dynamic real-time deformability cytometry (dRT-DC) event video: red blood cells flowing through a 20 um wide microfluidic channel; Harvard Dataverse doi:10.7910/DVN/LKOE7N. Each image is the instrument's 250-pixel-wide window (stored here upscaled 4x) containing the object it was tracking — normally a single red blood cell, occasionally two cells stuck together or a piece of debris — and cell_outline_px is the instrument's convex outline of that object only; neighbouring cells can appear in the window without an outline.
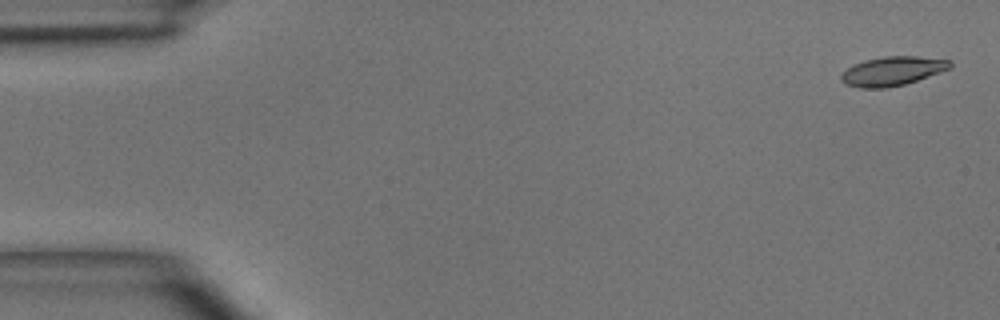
{"species": "common noctule bat (a hibernating species)", "species_latin": "Nyctalus noctula", "temperature_condition": "room temperature", "stored_images_in_passage": 6, "camera_frame_rate_fps": 3000, "um_per_image_px": 0.085, "animal": {"sex": "male", "body_mass_g": 15.6}, "frame": {"image": 1, "passage_image": 1, "time_ms": 0.0, "image_size_px": [1000, 320], "cell_outline_px": [[952, 68], [904, 84], [888, 88], [860, 88], [844, 84], [840, 80], [840, 76], [848, 68], [864, 60], [884, 56], [916, 56], [952, 60]], "centroid_in_image_um": [75.86, 6.04], "position_along_channel_um": 9.1, "area_um2": 18.44}}
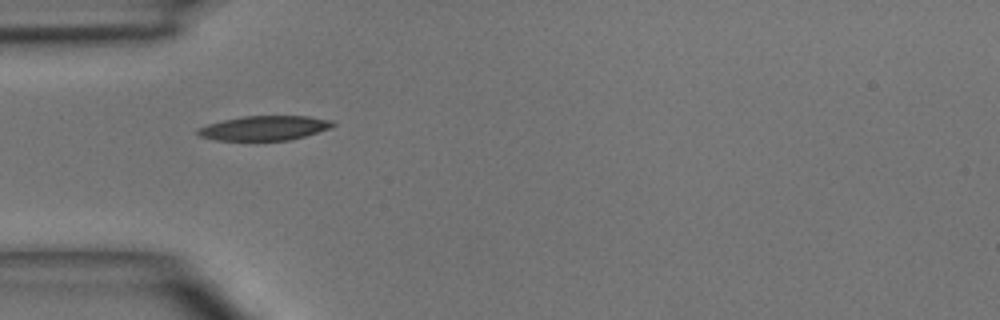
{"frame": {"image": 2, "passage_image": 4, "time_ms": 4.333, "image_size_px": [1000, 320], "cell_outline_px": [[336, 124], [332, 128], [304, 136], [288, 140], [216, 140], [200, 136], [196, 132], [196, 128], [208, 124], [224, 120], [244, 116], [308, 116], [332, 120]], "centroid_in_image_um": [22.49, 10.88], "position_along_channel_um": 62.5, "area_um2": 19.25}}
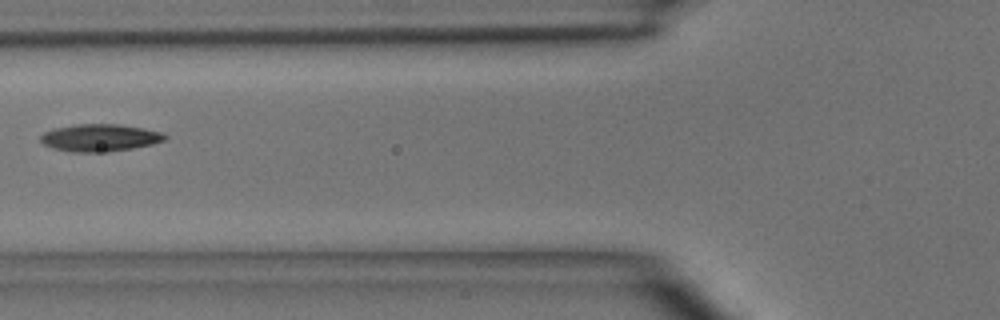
{"frame": {"image": 3, "passage_image": 5, "time_ms": 5.667, "image_size_px": [1000, 320], "cell_outline_px": [[168, 136], [164, 140], [152, 144], [132, 148], [108, 152], [72, 152], [52, 148], [44, 144], [40, 140], [40, 136], [44, 132], [56, 128], [76, 124], [120, 124], [144, 128], [164, 132]], "centroid_in_image_um": [8.51, 11.7], "position_along_channel_um": 117.3, "area_um2": 19.88}}